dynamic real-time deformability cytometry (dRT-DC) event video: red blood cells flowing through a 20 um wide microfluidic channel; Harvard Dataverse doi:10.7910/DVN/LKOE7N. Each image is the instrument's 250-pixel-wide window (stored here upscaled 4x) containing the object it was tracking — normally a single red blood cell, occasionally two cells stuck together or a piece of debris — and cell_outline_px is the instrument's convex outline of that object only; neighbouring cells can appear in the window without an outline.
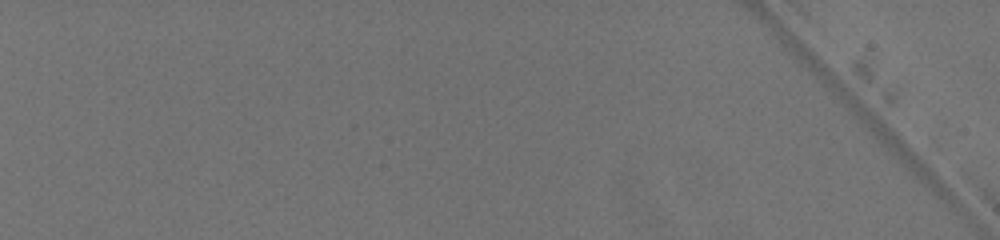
{"species": "common noctule bat (a hibernating species)", "species_latin": "Nyctalus noctula", "temperature_condition": "warm", "stored_images_in_passage": 2, "camera_frame_rate_fps": 3000, "um_per_image_px": 0.085, "animal": {"sex": "female", "body_mass_g": 19.5, "forearm_length_mm": 54.1}, "frame": {"image": 1, "passage_image": 1, "time_ms": 0.0, "image_size_px": [1000, 240], "cell_outline_px": [[220, 172], [172, 220], [152, 224], [148, 220], [148, 212], [184, 176], [220, 160]], "centroid_in_image_um": [15.55, 16.47], "position_along_channel_um": 69.5, "area_um2": 12.31}}